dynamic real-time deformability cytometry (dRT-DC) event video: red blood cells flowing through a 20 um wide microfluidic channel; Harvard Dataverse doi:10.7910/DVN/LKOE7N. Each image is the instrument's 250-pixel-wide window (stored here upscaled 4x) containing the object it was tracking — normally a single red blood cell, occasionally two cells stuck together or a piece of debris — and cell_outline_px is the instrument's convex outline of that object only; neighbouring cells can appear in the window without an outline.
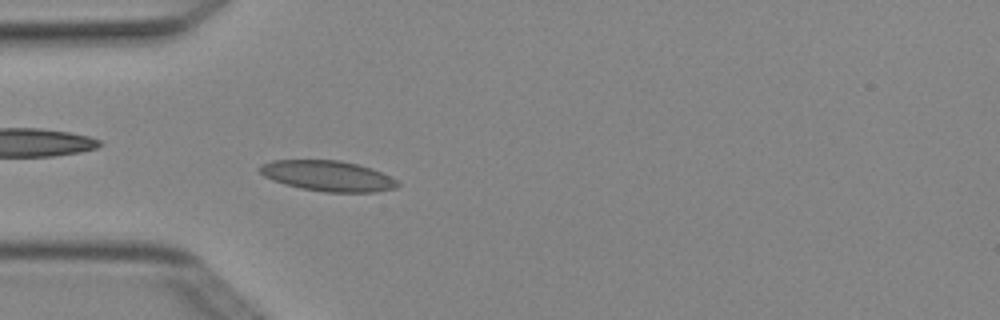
{"species": "Egyptian fruit bat (a non-hibernating species)", "species_latin": "Rousettus aegyptiacus", "temperature_condition": "cold", "stored_images_in_passage": 5, "camera_frame_rate_fps": 3000, "um_per_image_px": 0.085, "animal": {"sex": "female"}, "frame": {"image": 1, "passage_image": 5, "time_ms": 1.333, "image_size_px": [1000, 320], "cell_outline_px": [[400, 184], [396, 188], [376, 192], [324, 192], [300, 188], [284, 184], [272, 180], [264, 176], [256, 168], [260, 164], [272, 160], [340, 160], [372, 168], [396, 180]], "centroid_in_image_um": [27.82, 14.95], "position_along_channel_um": 57.2, "area_um2": 24.62}}